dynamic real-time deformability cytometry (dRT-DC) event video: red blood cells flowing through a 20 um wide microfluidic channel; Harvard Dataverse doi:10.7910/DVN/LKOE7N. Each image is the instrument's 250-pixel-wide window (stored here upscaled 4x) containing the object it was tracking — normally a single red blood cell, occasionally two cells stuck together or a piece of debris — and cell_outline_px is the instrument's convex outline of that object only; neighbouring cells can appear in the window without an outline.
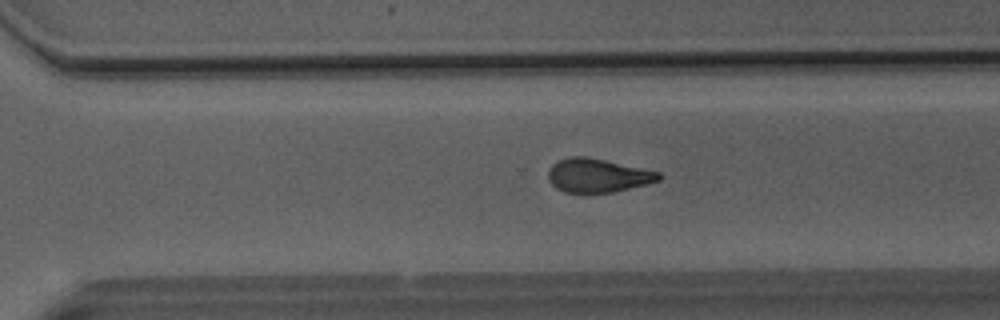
{"species": "Egyptian fruit bat (a non-hibernating species)", "species_latin": "Rousettus aegyptiacus", "temperature_condition": "room temperature", "stored_images_in_passage": 50, "camera_frame_rate_fps": 3000, "um_per_image_px": 0.085, "animal": {"sex": "male"}, "frame": {"image": 1, "passage_image": 35, "time_ms": 11.333, "image_size_px": [1000, 320], "cell_outline_px": [[660, 180], [648, 184], [612, 192], [584, 196], [564, 192], [556, 188], [552, 184], [548, 176], [548, 172], [552, 164], [568, 156], [588, 156], [660, 172]], "centroid_in_image_um": [50.77, 14.95], "position_along_channel_um": 319.8, "area_um2": 22.31}}
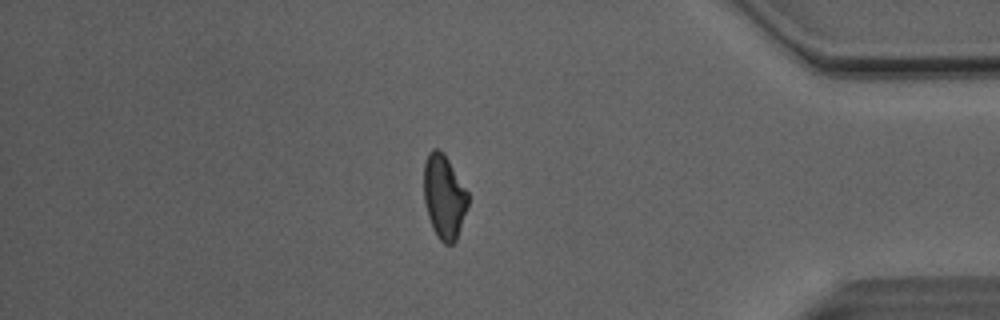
{"frame": {"image": 2, "passage_image": 43, "time_ms": 14.0, "image_size_px": [1000, 320], "cell_outline_px": [[468, 204], [456, 240], [452, 244], [444, 244], [436, 236], [432, 228], [428, 216], [424, 200], [424, 160], [428, 152], [432, 148], [440, 148], [444, 152], [468, 192]], "centroid_in_image_um": [37.73, 16.68], "position_along_channel_um": 397.5, "area_um2": 21.79}}
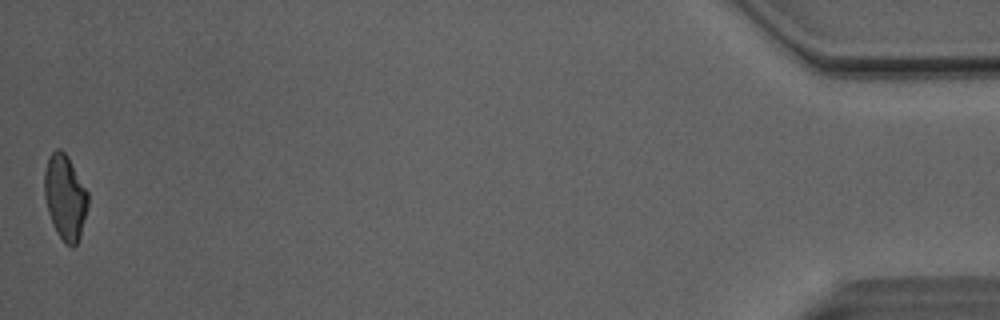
{"frame": {"image": 3, "passage_image": 50, "time_ms": 16.333, "image_size_px": [1000, 320], "cell_outline_px": [[88, 208], [80, 236], [76, 244], [72, 248], [64, 244], [56, 232], [52, 224], [48, 212], [44, 196], [44, 172], [48, 156], [56, 148], [60, 148], [68, 156], [88, 192]], "centroid_in_image_um": [5.53, 16.77], "position_along_channel_um": 429.7, "area_um2": 21.91}, "authors_computed_cell_mechanics": {"area_um2": 22.3975, "velocity_mm_per_s": 4.1202, "shape_relaxation_time_tau1_ms": 6.0563, "shape_relaxation_time_tau2_ms": 2.4866, "deformation_change_tau1": 0.1704, "deformation_change_tau2": 0.0992}}